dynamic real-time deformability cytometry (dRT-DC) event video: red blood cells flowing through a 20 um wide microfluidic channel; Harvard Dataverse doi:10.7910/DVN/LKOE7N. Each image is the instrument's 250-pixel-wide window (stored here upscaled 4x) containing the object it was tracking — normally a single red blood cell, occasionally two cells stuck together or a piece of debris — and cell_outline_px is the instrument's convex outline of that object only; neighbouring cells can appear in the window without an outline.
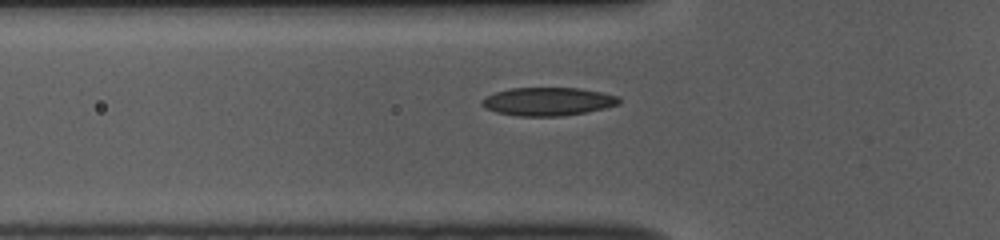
{"species": "common noctule bat (a hibernating species)", "species_latin": "Nyctalus noctula", "temperature_condition": "room temperature", "stored_images_in_passage": 34, "camera_frame_rate_fps": 3000, "um_per_image_px": 0.085, "animal": {"sex": "female", "body_mass_g": 10.0, "forearm_length_mm": 53.1}, "frame": {"image": 1, "passage_image": 4, "time_ms": 1.0, "image_size_px": [1000, 240], "cell_outline_px": [[620, 104], [588, 112], [560, 116], [516, 116], [496, 112], [480, 104], [480, 100], [496, 92], [512, 88], [580, 88], [620, 96]], "centroid_in_image_um": [46.6, 8.63], "position_along_channel_um": 79.2, "area_um2": 22.54}}
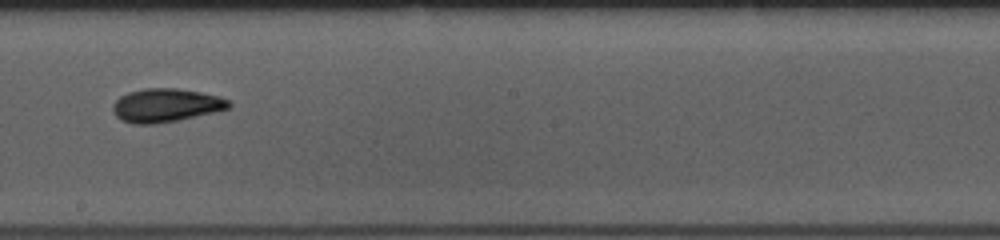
{"frame": {"image": 2, "passage_image": 16, "time_ms": 5.0, "image_size_px": [1000, 240], "cell_outline_px": [[232, 104], [228, 108], [216, 112], [156, 124], [132, 124], [120, 120], [116, 116], [112, 108], [112, 104], [120, 96], [128, 92], [144, 88], [176, 88], [200, 92], [220, 96], [228, 100]], "centroid_in_image_um": [14.08, 8.95], "position_along_channel_um": 234.1, "area_um2": 22.72}}
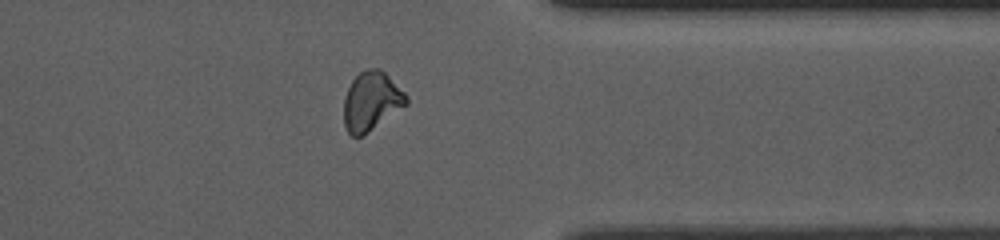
{"frame": {"image": 3, "passage_image": 28, "time_ms": 9.0, "image_size_px": [1000, 240], "cell_outline_px": [[408, 104], [368, 132], [360, 136], [352, 136], [348, 132], [344, 124], [344, 96], [352, 80], [364, 68], [380, 68], [408, 96]], "centroid_in_image_um": [31.56, 8.59], "position_along_channel_um": 379.8, "area_um2": 21.33}, "authors_computed_cell_mechanics": {"area_um2": 21.6172, "velocity_mm_per_s": 3.8457, "shape_relaxation_time_tau1_ms": 3.8237, "shape_relaxation_time_tau2_ms": 4.2743, "deformation_change_tau1": 0.1226, "deformation_change_tau2": 0.0967}}